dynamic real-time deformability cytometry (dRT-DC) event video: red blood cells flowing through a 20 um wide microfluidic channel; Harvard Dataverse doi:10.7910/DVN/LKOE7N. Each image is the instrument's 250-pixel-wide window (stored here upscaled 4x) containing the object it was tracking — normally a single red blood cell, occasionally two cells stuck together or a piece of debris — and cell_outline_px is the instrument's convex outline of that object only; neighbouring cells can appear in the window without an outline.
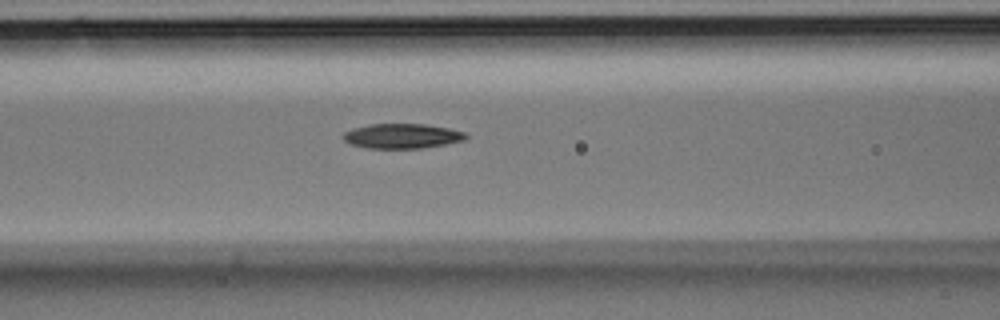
{"species": "Egyptian fruit bat (a non-hibernating species)", "species_latin": "Rousettus aegyptiacus", "temperature_condition": "room temperature", "stored_images_in_passage": 3, "camera_frame_rate_fps": 3000, "um_per_image_px": 0.085, "animal": {"sex": "male"}, "frame": {"image": 1, "passage_image": 3, "time_ms": 0.667, "image_size_px": [1000, 320], "cell_outline_px": [[468, 136], [464, 140], [424, 148], [364, 148], [348, 144], [340, 136], [344, 132], [352, 128], [372, 124], [424, 124], [448, 128], [464, 132]], "centroid_in_image_um": [34.11, 11.57], "position_along_channel_um": 132.5, "area_um2": 17.8}}